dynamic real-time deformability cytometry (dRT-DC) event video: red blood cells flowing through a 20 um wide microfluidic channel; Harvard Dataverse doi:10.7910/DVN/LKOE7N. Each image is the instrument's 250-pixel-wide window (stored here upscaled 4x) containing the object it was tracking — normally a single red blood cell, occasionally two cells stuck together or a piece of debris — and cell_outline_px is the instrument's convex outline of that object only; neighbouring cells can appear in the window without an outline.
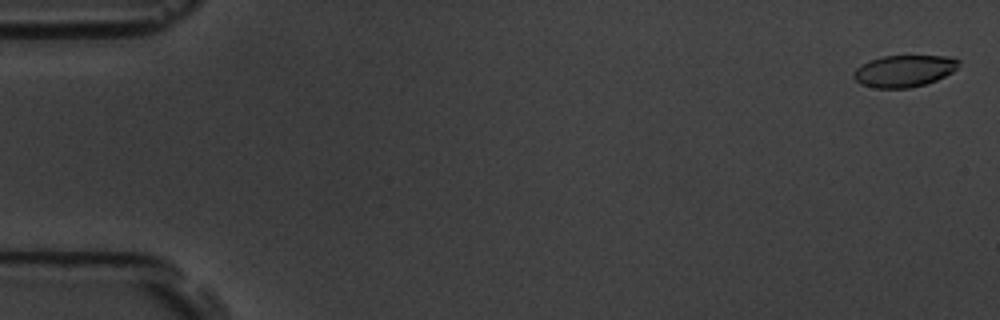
{"species": "common noctule bat (a hibernating species)", "species_latin": "Nyctalus noctula", "temperature_condition": "room temperature", "stored_images_in_passage": 7, "camera_frame_rate_fps": 3000, "um_per_image_px": 0.085, "animal": {"sex": "male", "body_mass_g": 19.5, "forearm_length_mm": 54.6}, "frame": {"image": 1, "passage_image": 1, "time_ms": 0.0, "image_size_px": [1000, 320], "cell_outline_px": [[960, 60], [956, 68], [952, 72], [936, 80], [924, 84], [908, 88], [876, 88], [860, 84], [852, 76], [856, 68], [868, 60], [884, 56], [948, 56]], "centroid_in_image_um": [76.82, 6.03], "position_along_channel_um": 8.2, "area_um2": 19.36}}
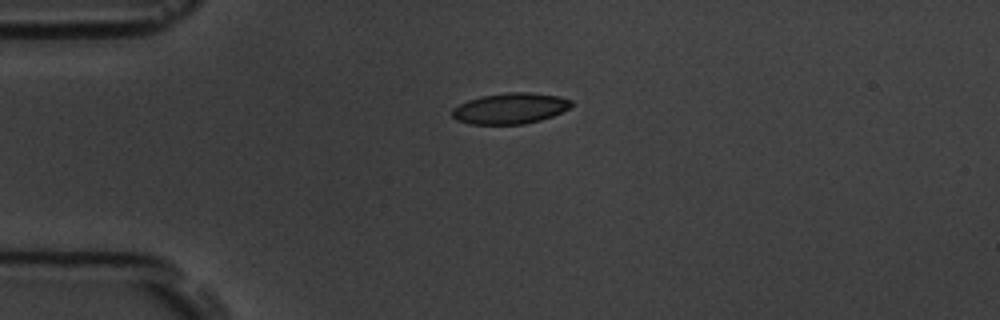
{"frame": {"image": 2, "passage_image": 5, "time_ms": 4.333, "image_size_px": [1000, 320], "cell_outline_px": [[572, 104], [568, 108], [552, 116], [540, 120], [524, 124], [468, 124], [456, 120], [452, 116], [452, 108], [468, 100], [480, 96], [508, 92], [532, 92], [560, 96], [572, 100]], "centroid_in_image_um": [43.35, 9.21], "position_along_channel_um": 41.7, "area_um2": 21.5}}
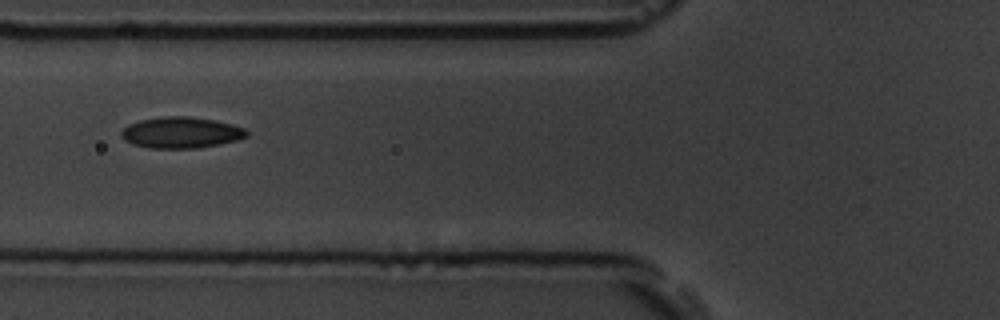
{"frame": {"image": 3, "passage_image": 7, "time_ms": 7.0, "image_size_px": [1000, 320], "cell_outline_px": [[248, 136], [236, 140], [220, 144], [196, 148], [148, 148], [132, 144], [124, 140], [120, 136], [120, 132], [128, 124], [140, 120], [160, 116], [188, 116], [216, 120], [232, 124], [244, 128], [248, 132]], "centroid_in_image_um": [15.37, 11.26], "position_along_channel_um": 110.4, "area_um2": 22.95}}